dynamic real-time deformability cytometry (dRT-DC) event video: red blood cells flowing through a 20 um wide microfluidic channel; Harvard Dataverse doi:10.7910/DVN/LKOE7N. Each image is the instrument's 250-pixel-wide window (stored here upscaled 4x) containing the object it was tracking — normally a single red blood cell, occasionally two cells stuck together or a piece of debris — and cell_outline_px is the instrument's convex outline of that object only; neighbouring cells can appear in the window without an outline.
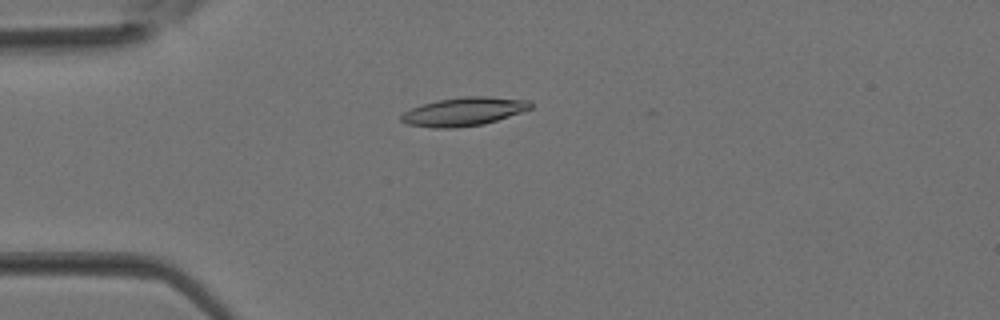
{"species": "Egyptian fruit bat (a non-hibernating species)", "species_latin": "Rousettus aegyptiacus", "temperature_condition": "room temperature", "stored_images_in_passage": 37, "camera_frame_rate_fps": 3000, "um_per_image_px": 0.085, "animal": {"sex": "female"}, "frame": {"image": 1, "passage_image": 10, "time_ms": 3.0, "image_size_px": [1000, 320], "cell_outline_px": [[532, 108], [484, 124], [452, 128], [432, 128], [408, 124], [400, 120], [400, 116], [404, 112], [412, 108], [424, 104], [440, 100], [460, 96], [488, 96], [528, 100], [532, 104]], "centroid_in_image_um": [39.42, 9.48], "position_along_channel_um": 45.6, "area_um2": 21.27}}
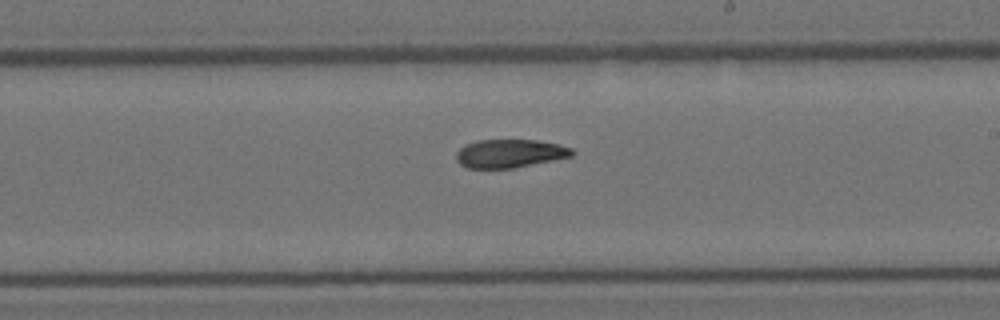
{"frame": {"image": 2, "passage_image": 22, "time_ms": 7.0, "image_size_px": [1000, 320], "cell_outline_px": [[576, 152], [572, 156], [512, 168], [468, 168], [460, 164], [456, 160], [456, 152], [464, 144], [480, 140], [536, 140], [560, 144], [572, 148]], "centroid_in_image_um": [43.33, 13.04], "position_along_channel_um": 245.7, "area_um2": 19.13}}
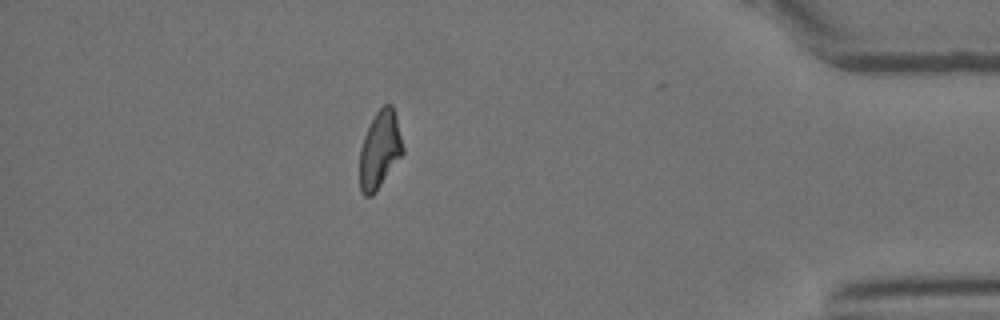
{"frame": {"image": 3, "passage_image": 33, "time_ms": 10.667, "image_size_px": [1000, 320], "cell_outline_px": [[404, 152], [372, 196], [364, 196], [360, 188], [360, 148], [364, 136], [376, 112], [384, 104], [392, 104], [396, 116], [404, 148]], "centroid_in_image_um": [32.28, 12.71], "position_along_channel_um": 402.9, "area_um2": 19.19}}